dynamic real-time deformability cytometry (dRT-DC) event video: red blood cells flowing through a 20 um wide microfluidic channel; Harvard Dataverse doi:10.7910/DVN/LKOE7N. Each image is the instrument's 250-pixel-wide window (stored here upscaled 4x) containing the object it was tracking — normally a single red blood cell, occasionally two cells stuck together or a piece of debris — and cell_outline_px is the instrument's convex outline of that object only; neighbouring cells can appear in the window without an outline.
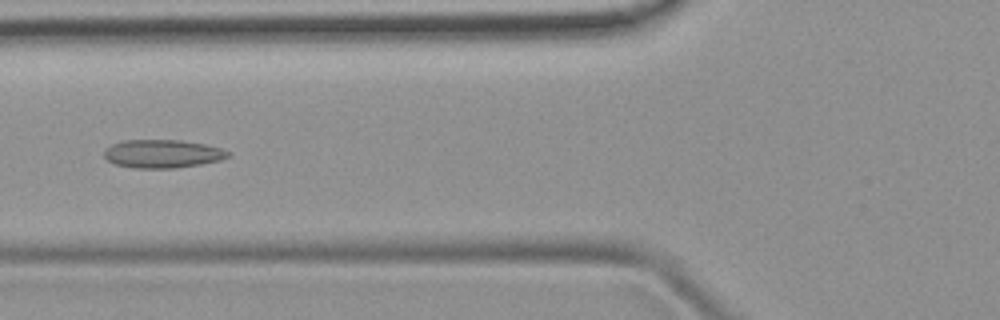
{"species": "common noctule bat (a hibernating species)", "species_latin": "Nyctalus noctula", "temperature_condition": "room temperature", "stored_images_in_passage": 7, "camera_frame_rate_fps": 3000, "um_per_image_px": 0.085, "animal": {"sex": "female", "body_mass_g": 19.9}, "frame": {"image": 1, "passage_image": 5, "time_ms": 5.0, "image_size_px": [1000, 320], "cell_outline_px": [[228, 156], [220, 160], [200, 164], [176, 168], [132, 168], [116, 164], [108, 160], [104, 156], [104, 152], [112, 144], [124, 140], [180, 140], [204, 144], [220, 148], [228, 152]], "centroid_in_image_um": [13.79, 13.07], "position_along_channel_um": 112.0, "area_um2": 20.17}}
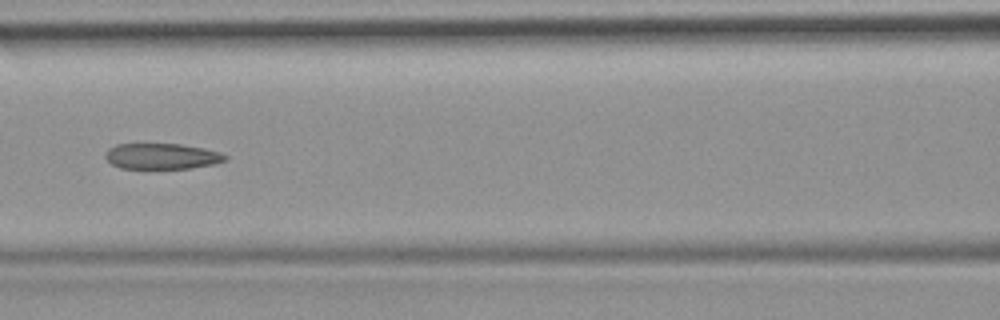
{"frame": {"image": 2, "passage_image": 6, "time_ms": 6.0, "image_size_px": [1000, 320], "cell_outline_px": [[228, 160], [216, 164], [192, 168], [120, 168], [112, 164], [104, 156], [108, 148], [116, 144], [180, 144], [204, 148], [220, 152], [228, 156]], "centroid_in_image_um": [13.79, 13.28], "position_along_channel_um": 152.8, "area_um2": 18.09}}
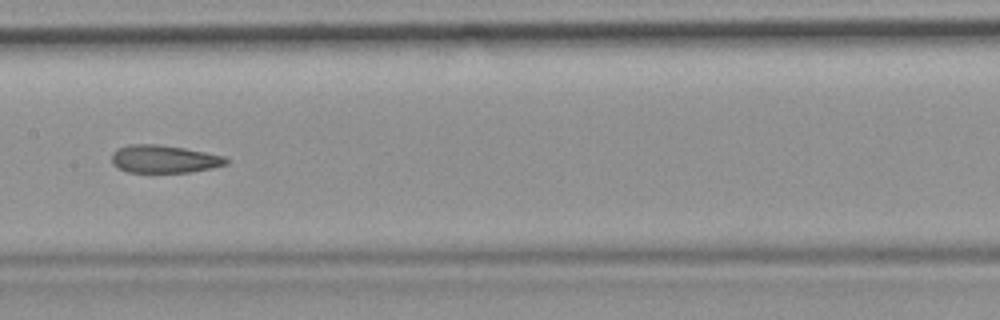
{"frame": {"image": 3, "passage_image": 7, "time_ms": 7.0, "image_size_px": [1000, 320], "cell_outline_px": [[228, 164], [212, 168], [192, 172], [128, 172], [112, 164], [112, 152], [116, 148], [128, 144], [156, 144], [184, 148], [224, 156], [228, 160]], "centroid_in_image_um": [13.93, 13.51], "position_along_channel_um": 193.5, "area_um2": 18.55}}